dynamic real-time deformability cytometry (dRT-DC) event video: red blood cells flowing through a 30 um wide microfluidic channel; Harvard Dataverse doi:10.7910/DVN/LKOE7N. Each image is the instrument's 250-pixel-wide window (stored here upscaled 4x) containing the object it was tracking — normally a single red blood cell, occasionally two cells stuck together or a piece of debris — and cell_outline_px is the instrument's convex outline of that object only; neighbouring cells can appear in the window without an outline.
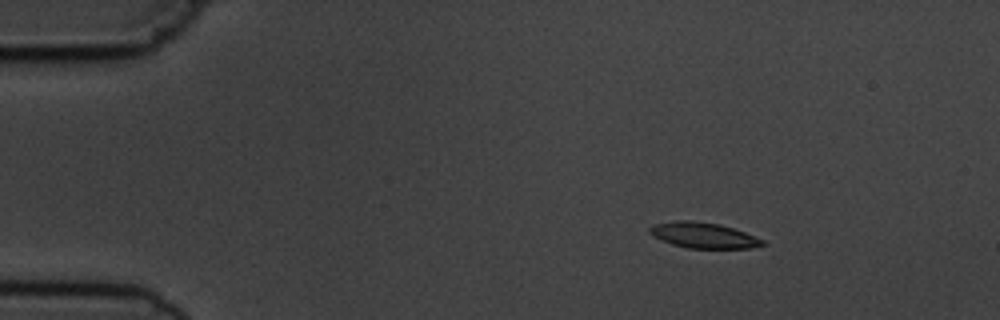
{"species": "common noctule bat (a hibernating species)", "species_latin": "Nyctalus noctula", "temperature_condition": "cold", "stored_images_in_passage": 4, "camera_frame_rate_fps": 3000, "um_per_image_px": 0.085, "animal": {"sex": "male", "body_mass_g": 19.5, "forearm_length_mm": 54.6}, "frame": {"image": 1, "passage_image": 1, "time_ms": 0.0, "image_size_px": [1000, 320], "cell_outline_px": [[764, 244], [748, 248], [688, 248], [672, 244], [648, 232], [648, 228], [652, 224], [676, 220], [692, 220], [720, 224], [744, 232], [764, 240]], "centroid_in_image_um": [59.76, 19.98], "position_along_channel_um": 25.2, "area_um2": 16.65}}